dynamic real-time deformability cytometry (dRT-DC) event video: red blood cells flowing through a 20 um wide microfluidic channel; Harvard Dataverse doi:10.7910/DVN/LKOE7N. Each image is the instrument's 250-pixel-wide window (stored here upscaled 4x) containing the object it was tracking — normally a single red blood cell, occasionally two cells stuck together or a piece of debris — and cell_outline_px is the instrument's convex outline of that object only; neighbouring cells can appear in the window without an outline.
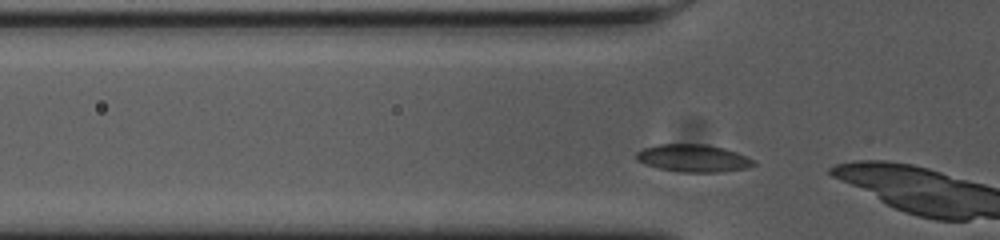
{"species": "common noctule bat (a hibernating species)", "species_latin": "Nyctalus noctula", "temperature_condition": "cold", "stored_images_in_passage": 3, "camera_frame_rate_fps": 3000, "um_per_image_px": 0.085, "animal": {"sex": "female", "body_mass_g": 23.0, "forearm_length_mm": 53.4}, "frame": {"image": 1, "passage_image": 2, "time_ms": 0.333, "image_size_px": [1000, 240], "cell_outline_px": [[756, 164], [744, 168], [720, 172], [680, 172], [660, 168], [644, 164], [636, 160], [636, 152], [644, 148], [656, 144], [708, 144], [724, 148], [736, 152], [752, 160]], "centroid_in_image_um": [58.87, 13.44], "position_along_channel_um": 66.9, "area_um2": 18.67}}